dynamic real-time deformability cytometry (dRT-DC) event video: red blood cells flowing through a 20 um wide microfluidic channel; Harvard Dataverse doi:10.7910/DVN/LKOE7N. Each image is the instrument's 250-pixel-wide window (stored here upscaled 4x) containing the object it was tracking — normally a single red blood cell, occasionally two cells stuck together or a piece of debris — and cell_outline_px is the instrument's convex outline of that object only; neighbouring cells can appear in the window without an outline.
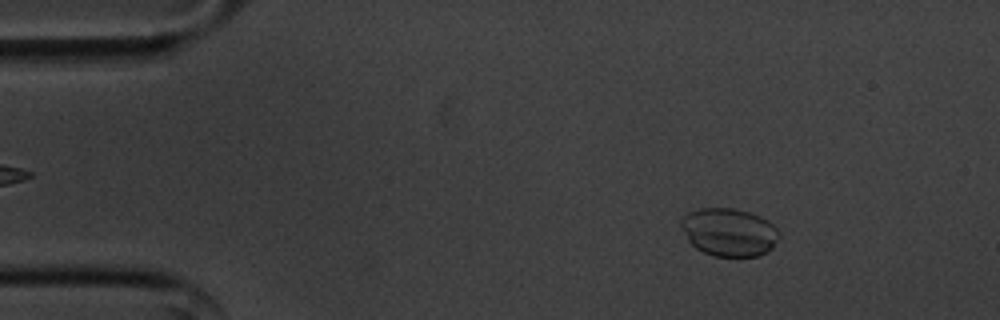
{"species": "common noctule bat (a hibernating species)", "species_latin": "Nyctalus noctula", "temperature_condition": "cold", "stored_images_in_passage": 55, "camera_frame_rate_fps": 3000, "um_per_image_px": 0.085, "animal": {"sex": "male", "body_mass_g": 20.1, "forearm_length_mm": 53.5}, "frame": {"image": 1, "passage_image": 7, "time_ms": 2.0, "image_size_px": [1000, 320], "cell_outline_px": [[780, 236], [772, 248], [760, 256], [712, 256], [696, 248], [688, 240], [680, 228], [680, 220], [688, 212], [700, 208], [732, 208], [748, 212], [760, 216], [768, 220], [780, 232]], "centroid_in_image_um": [61.96, 19.73], "position_along_channel_um": 23.0, "area_um2": 27.57}}
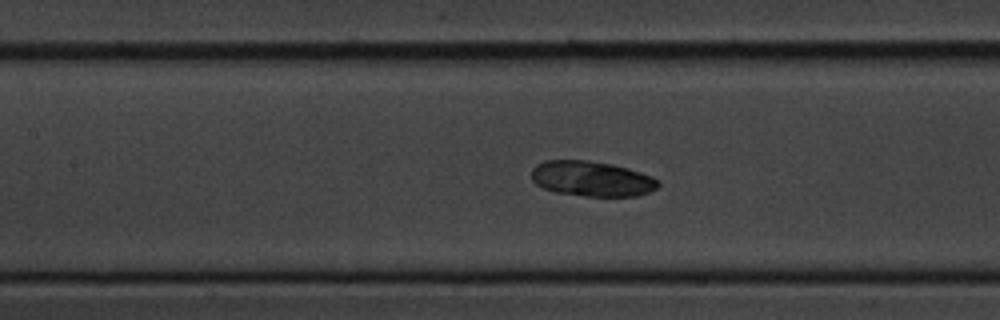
{"frame": {"image": 2, "passage_image": 24, "time_ms": 7.667, "image_size_px": [1000, 320], "cell_outline_px": [[660, 184], [656, 188], [648, 192], [636, 196], [588, 196], [556, 192], [544, 188], [536, 184], [532, 180], [532, 168], [536, 164], [544, 160], [588, 160], [612, 164], [628, 168], [652, 176]], "centroid_in_image_um": [50.28, 15.18], "position_along_channel_um": 157.1, "area_um2": 25.95}}
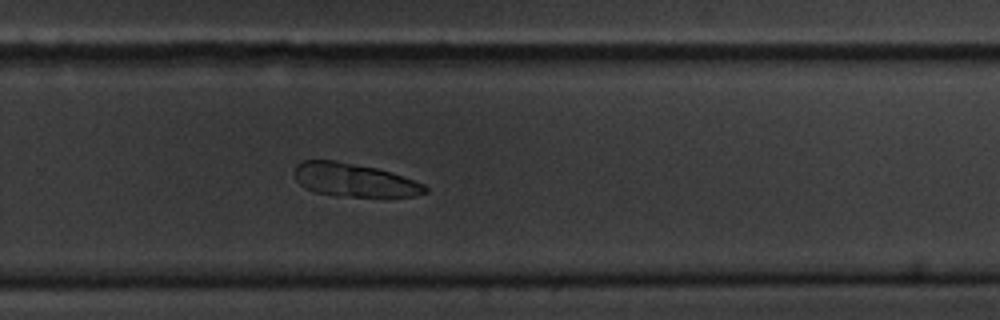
{"frame": {"image": 3, "passage_image": 36, "time_ms": 11.667, "image_size_px": [1000, 320], "cell_outline_px": [[428, 192], [412, 196], [384, 200], [316, 192], [304, 188], [296, 180], [292, 172], [296, 164], [304, 160], [336, 160], [376, 168], [424, 184], [428, 188]], "centroid_in_image_um": [30.12, 15.34], "position_along_channel_um": 299.7, "area_um2": 25.95}, "authors_computed_cell_mechanics": {"area_um2": 27.5706, "velocity_mm_per_s": 3.5788, "shape_relaxation_time_tau1_ms": 0.4907, "shape_relaxation_time_tau2_ms": null, "deformation_change_tau1": null, "deformation_change_tau2": null}}